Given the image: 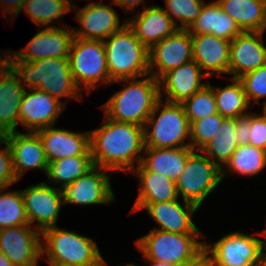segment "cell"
<instances>
[{
    "label": "cell",
    "mask_w": 266,
    "mask_h": 266,
    "mask_svg": "<svg viewBox=\"0 0 266 266\" xmlns=\"http://www.w3.org/2000/svg\"><path fill=\"white\" fill-rule=\"evenodd\" d=\"M89 131L95 166L128 174L141 163L145 147L144 127L118 122L104 114L102 125Z\"/></svg>",
    "instance_id": "obj_1"
},
{
    "label": "cell",
    "mask_w": 266,
    "mask_h": 266,
    "mask_svg": "<svg viewBox=\"0 0 266 266\" xmlns=\"http://www.w3.org/2000/svg\"><path fill=\"white\" fill-rule=\"evenodd\" d=\"M10 67L26 89L37 88L45 91L65 106L67 103L61 98L81 102L84 97L74 81L69 59L46 58L32 62L10 59Z\"/></svg>",
    "instance_id": "obj_2"
},
{
    "label": "cell",
    "mask_w": 266,
    "mask_h": 266,
    "mask_svg": "<svg viewBox=\"0 0 266 266\" xmlns=\"http://www.w3.org/2000/svg\"><path fill=\"white\" fill-rule=\"evenodd\" d=\"M117 83H123L124 87L112 94L100 109L112 120L144 127L160 99L159 80L147 74L116 80L111 84Z\"/></svg>",
    "instance_id": "obj_3"
},
{
    "label": "cell",
    "mask_w": 266,
    "mask_h": 266,
    "mask_svg": "<svg viewBox=\"0 0 266 266\" xmlns=\"http://www.w3.org/2000/svg\"><path fill=\"white\" fill-rule=\"evenodd\" d=\"M42 259L48 263L72 266H107L97 243L91 237L51 227L41 233Z\"/></svg>",
    "instance_id": "obj_4"
},
{
    "label": "cell",
    "mask_w": 266,
    "mask_h": 266,
    "mask_svg": "<svg viewBox=\"0 0 266 266\" xmlns=\"http://www.w3.org/2000/svg\"><path fill=\"white\" fill-rule=\"evenodd\" d=\"M191 124L181 103L159 99L144 126L145 147H191Z\"/></svg>",
    "instance_id": "obj_5"
},
{
    "label": "cell",
    "mask_w": 266,
    "mask_h": 266,
    "mask_svg": "<svg viewBox=\"0 0 266 266\" xmlns=\"http://www.w3.org/2000/svg\"><path fill=\"white\" fill-rule=\"evenodd\" d=\"M103 43L112 82L149 74V50L127 24L106 38Z\"/></svg>",
    "instance_id": "obj_6"
},
{
    "label": "cell",
    "mask_w": 266,
    "mask_h": 266,
    "mask_svg": "<svg viewBox=\"0 0 266 266\" xmlns=\"http://www.w3.org/2000/svg\"><path fill=\"white\" fill-rule=\"evenodd\" d=\"M205 234H179L151 229L135 240L136 248L144 260L161 261L182 266L204 249L201 238Z\"/></svg>",
    "instance_id": "obj_7"
},
{
    "label": "cell",
    "mask_w": 266,
    "mask_h": 266,
    "mask_svg": "<svg viewBox=\"0 0 266 266\" xmlns=\"http://www.w3.org/2000/svg\"><path fill=\"white\" fill-rule=\"evenodd\" d=\"M71 72L78 88L91 95L100 85H111L103 41L74 37L70 55Z\"/></svg>",
    "instance_id": "obj_8"
},
{
    "label": "cell",
    "mask_w": 266,
    "mask_h": 266,
    "mask_svg": "<svg viewBox=\"0 0 266 266\" xmlns=\"http://www.w3.org/2000/svg\"><path fill=\"white\" fill-rule=\"evenodd\" d=\"M266 227L254 235L241 231L229 232L214 243L204 241V249L214 266H258L266 250Z\"/></svg>",
    "instance_id": "obj_9"
},
{
    "label": "cell",
    "mask_w": 266,
    "mask_h": 266,
    "mask_svg": "<svg viewBox=\"0 0 266 266\" xmlns=\"http://www.w3.org/2000/svg\"><path fill=\"white\" fill-rule=\"evenodd\" d=\"M222 183L221 169L201 151H194L186 161L185 168L176 180L179 198L197 205Z\"/></svg>",
    "instance_id": "obj_10"
},
{
    "label": "cell",
    "mask_w": 266,
    "mask_h": 266,
    "mask_svg": "<svg viewBox=\"0 0 266 266\" xmlns=\"http://www.w3.org/2000/svg\"><path fill=\"white\" fill-rule=\"evenodd\" d=\"M29 225L41 233L57 226L64 204L62 189L40 182L21 190Z\"/></svg>",
    "instance_id": "obj_11"
},
{
    "label": "cell",
    "mask_w": 266,
    "mask_h": 266,
    "mask_svg": "<svg viewBox=\"0 0 266 266\" xmlns=\"http://www.w3.org/2000/svg\"><path fill=\"white\" fill-rule=\"evenodd\" d=\"M63 26L41 27L38 32L29 40L21 51L10 52V59L23 61H36L46 58L69 59L71 46L74 40L72 26L60 22Z\"/></svg>",
    "instance_id": "obj_12"
},
{
    "label": "cell",
    "mask_w": 266,
    "mask_h": 266,
    "mask_svg": "<svg viewBox=\"0 0 266 266\" xmlns=\"http://www.w3.org/2000/svg\"><path fill=\"white\" fill-rule=\"evenodd\" d=\"M110 5L100 1H91L84 7L77 5L72 9L75 12L74 20L80 27H73V34L77 38L104 41L110 35L118 32L125 26L126 18L120 23V17L117 11ZM79 8V9H78Z\"/></svg>",
    "instance_id": "obj_13"
},
{
    "label": "cell",
    "mask_w": 266,
    "mask_h": 266,
    "mask_svg": "<svg viewBox=\"0 0 266 266\" xmlns=\"http://www.w3.org/2000/svg\"><path fill=\"white\" fill-rule=\"evenodd\" d=\"M109 170L93 166L83 176L62 189L64 204L79 206L109 205L116 197L111 188Z\"/></svg>",
    "instance_id": "obj_14"
},
{
    "label": "cell",
    "mask_w": 266,
    "mask_h": 266,
    "mask_svg": "<svg viewBox=\"0 0 266 266\" xmlns=\"http://www.w3.org/2000/svg\"><path fill=\"white\" fill-rule=\"evenodd\" d=\"M193 60L190 32L177 29L149 49V74L159 80L169 70Z\"/></svg>",
    "instance_id": "obj_15"
},
{
    "label": "cell",
    "mask_w": 266,
    "mask_h": 266,
    "mask_svg": "<svg viewBox=\"0 0 266 266\" xmlns=\"http://www.w3.org/2000/svg\"><path fill=\"white\" fill-rule=\"evenodd\" d=\"M0 252L14 266H38L42 259L41 232L31 225L0 229Z\"/></svg>",
    "instance_id": "obj_16"
},
{
    "label": "cell",
    "mask_w": 266,
    "mask_h": 266,
    "mask_svg": "<svg viewBox=\"0 0 266 266\" xmlns=\"http://www.w3.org/2000/svg\"><path fill=\"white\" fill-rule=\"evenodd\" d=\"M65 108L62 102L45 91L26 89L19 107V125L32 132L54 126Z\"/></svg>",
    "instance_id": "obj_17"
},
{
    "label": "cell",
    "mask_w": 266,
    "mask_h": 266,
    "mask_svg": "<svg viewBox=\"0 0 266 266\" xmlns=\"http://www.w3.org/2000/svg\"><path fill=\"white\" fill-rule=\"evenodd\" d=\"M203 78L210 79L194 60L171 69L159 79L160 98L182 104L208 84Z\"/></svg>",
    "instance_id": "obj_18"
},
{
    "label": "cell",
    "mask_w": 266,
    "mask_h": 266,
    "mask_svg": "<svg viewBox=\"0 0 266 266\" xmlns=\"http://www.w3.org/2000/svg\"><path fill=\"white\" fill-rule=\"evenodd\" d=\"M182 202L177 199L148 204L144 209L158 224L153 229L179 234H204L192 220L200 208L191 202Z\"/></svg>",
    "instance_id": "obj_19"
},
{
    "label": "cell",
    "mask_w": 266,
    "mask_h": 266,
    "mask_svg": "<svg viewBox=\"0 0 266 266\" xmlns=\"http://www.w3.org/2000/svg\"><path fill=\"white\" fill-rule=\"evenodd\" d=\"M264 34L244 31L231 40L228 78H240L266 64Z\"/></svg>",
    "instance_id": "obj_20"
},
{
    "label": "cell",
    "mask_w": 266,
    "mask_h": 266,
    "mask_svg": "<svg viewBox=\"0 0 266 266\" xmlns=\"http://www.w3.org/2000/svg\"><path fill=\"white\" fill-rule=\"evenodd\" d=\"M12 152L13 170L19 181L32 169H39L46 175L48 160L37 132H12L3 136Z\"/></svg>",
    "instance_id": "obj_21"
},
{
    "label": "cell",
    "mask_w": 266,
    "mask_h": 266,
    "mask_svg": "<svg viewBox=\"0 0 266 266\" xmlns=\"http://www.w3.org/2000/svg\"><path fill=\"white\" fill-rule=\"evenodd\" d=\"M36 132L48 162L74 156H91L90 131L75 132L49 126Z\"/></svg>",
    "instance_id": "obj_22"
},
{
    "label": "cell",
    "mask_w": 266,
    "mask_h": 266,
    "mask_svg": "<svg viewBox=\"0 0 266 266\" xmlns=\"http://www.w3.org/2000/svg\"><path fill=\"white\" fill-rule=\"evenodd\" d=\"M193 47V60L209 77L229 76V56L231 41L212 34H190Z\"/></svg>",
    "instance_id": "obj_23"
},
{
    "label": "cell",
    "mask_w": 266,
    "mask_h": 266,
    "mask_svg": "<svg viewBox=\"0 0 266 266\" xmlns=\"http://www.w3.org/2000/svg\"><path fill=\"white\" fill-rule=\"evenodd\" d=\"M126 23L148 50L178 29L163 7L157 4L145 5L142 11L127 18Z\"/></svg>",
    "instance_id": "obj_24"
},
{
    "label": "cell",
    "mask_w": 266,
    "mask_h": 266,
    "mask_svg": "<svg viewBox=\"0 0 266 266\" xmlns=\"http://www.w3.org/2000/svg\"><path fill=\"white\" fill-rule=\"evenodd\" d=\"M130 174L139 179V191L131 212L144 210L150 203L179 199L176 182L169 177L149 171L141 163Z\"/></svg>",
    "instance_id": "obj_25"
},
{
    "label": "cell",
    "mask_w": 266,
    "mask_h": 266,
    "mask_svg": "<svg viewBox=\"0 0 266 266\" xmlns=\"http://www.w3.org/2000/svg\"><path fill=\"white\" fill-rule=\"evenodd\" d=\"M25 90L10 66L0 74V137L18 131L19 107Z\"/></svg>",
    "instance_id": "obj_26"
},
{
    "label": "cell",
    "mask_w": 266,
    "mask_h": 266,
    "mask_svg": "<svg viewBox=\"0 0 266 266\" xmlns=\"http://www.w3.org/2000/svg\"><path fill=\"white\" fill-rule=\"evenodd\" d=\"M187 30L190 34H212L228 41L243 32L215 0L210 3L205 1L200 15Z\"/></svg>",
    "instance_id": "obj_27"
},
{
    "label": "cell",
    "mask_w": 266,
    "mask_h": 266,
    "mask_svg": "<svg viewBox=\"0 0 266 266\" xmlns=\"http://www.w3.org/2000/svg\"><path fill=\"white\" fill-rule=\"evenodd\" d=\"M194 152L191 147H144L141 164L149 171L162 174L176 182L185 168L187 158Z\"/></svg>",
    "instance_id": "obj_28"
},
{
    "label": "cell",
    "mask_w": 266,
    "mask_h": 266,
    "mask_svg": "<svg viewBox=\"0 0 266 266\" xmlns=\"http://www.w3.org/2000/svg\"><path fill=\"white\" fill-rule=\"evenodd\" d=\"M221 9L244 31L262 32L266 0H216Z\"/></svg>",
    "instance_id": "obj_29"
},
{
    "label": "cell",
    "mask_w": 266,
    "mask_h": 266,
    "mask_svg": "<svg viewBox=\"0 0 266 266\" xmlns=\"http://www.w3.org/2000/svg\"><path fill=\"white\" fill-rule=\"evenodd\" d=\"M232 84L223 88L208 85L213 89L217 112L224 118H237L247 115L251 106L247 100L243 85L238 78H229Z\"/></svg>",
    "instance_id": "obj_30"
},
{
    "label": "cell",
    "mask_w": 266,
    "mask_h": 266,
    "mask_svg": "<svg viewBox=\"0 0 266 266\" xmlns=\"http://www.w3.org/2000/svg\"><path fill=\"white\" fill-rule=\"evenodd\" d=\"M266 168V151L246 144L238 146L230 160L221 169L222 181L230 174L245 177L257 175Z\"/></svg>",
    "instance_id": "obj_31"
},
{
    "label": "cell",
    "mask_w": 266,
    "mask_h": 266,
    "mask_svg": "<svg viewBox=\"0 0 266 266\" xmlns=\"http://www.w3.org/2000/svg\"><path fill=\"white\" fill-rule=\"evenodd\" d=\"M94 166L92 156H74L61 158L48 163L45 177L50 185L63 189ZM60 184L59 186H57Z\"/></svg>",
    "instance_id": "obj_32"
},
{
    "label": "cell",
    "mask_w": 266,
    "mask_h": 266,
    "mask_svg": "<svg viewBox=\"0 0 266 266\" xmlns=\"http://www.w3.org/2000/svg\"><path fill=\"white\" fill-rule=\"evenodd\" d=\"M236 118H224L220 132L200 151L220 169L230 160L238 148L235 135Z\"/></svg>",
    "instance_id": "obj_33"
},
{
    "label": "cell",
    "mask_w": 266,
    "mask_h": 266,
    "mask_svg": "<svg viewBox=\"0 0 266 266\" xmlns=\"http://www.w3.org/2000/svg\"><path fill=\"white\" fill-rule=\"evenodd\" d=\"M39 28L56 27L55 20L71 13L66 0H25L20 10Z\"/></svg>",
    "instance_id": "obj_34"
},
{
    "label": "cell",
    "mask_w": 266,
    "mask_h": 266,
    "mask_svg": "<svg viewBox=\"0 0 266 266\" xmlns=\"http://www.w3.org/2000/svg\"><path fill=\"white\" fill-rule=\"evenodd\" d=\"M7 189H0V229L29 225L21 190Z\"/></svg>",
    "instance_id": "obj_35"
},
{
    "label": "cell",
    "mask_w": 266,
    "mask_h": 266,
    "mask_svg": "<svg viewBox=\"0 0 266 266\" xmlns=\"http://www.w3.org/2000/svg\"><path fill=\"white\" fill-rule=\"evenodd\" d=\"M164 11L178 29H188L200 15L204 0H164Z\"/></svg>",
    "instance_id": "obj_36"
},
{
    "label": "cell",
    "mask_w": 266,
    "mask_h": 266,
    "mask_svg": "<svg viewBox=\"0 0 266 266\" xmlns=\"http://www.w3.org/2000/svg\"><path fill=\"white\" fill-rule=\"evenodd\" d=\"M190 124L206 116L217 114L213 89L207 84L182 103Z\"/></svg>",
    "instance_id": "obj_37"
},
{
    "label": "cell",
    "mask_w": 266,
    "mask_h": 266,
    "mask_svg": "<svg viewBox=\"0 0 266 266\" xmlns=\"http://www.w3.org/2000/svg\"><path fill=\"white\" fill-rule=\"evenodd\" d=\"M224 117L219 113L206 116L191 123L190 141L194 151H200L220 132Z\"/></svg>",
    "instance_id": "obj_38"
},
{
    "label": "cell",
    "mask_w": 266,
    "mask_h": 266,
    "mask_svg": "<svg viewBox=\"0 0 266 266\" xmlns=\"http://www.w3.org/2000/svg\"><path fill=\"white\" fill-rule=\"evenodd\" d=\"M238 79L243 85L244 92L251 107L253 103L260 104V100L266 98V64L242 75ZM262 102H266V99Z\"/></svg>",
    "instance_id": "obj_39"
},
{
    "label": "cell",
    "mask_w": 266,
    "mask_h": 266,
    "mask_svg": "<svg viewBox=\"0 0 266 266\" xmlns=\"http://www.w3.org/2000/svg\"><path fill=\"white\" fill-rule=\"evenodd\" d=\"M0 189L10 188L18 182L13 170L12 152L4 137H0Z\"/></svg>",
    "instance_id": "obj_40"
},
{
    "label": "cell",
    "mask_w": 266,
    "mask_h": 266,
    "mask_svg": "<svg viewBox=\"0 0 266 266\" xmlns=\"http://www.w3.org/2000/svg\"><path fill=\"white\" fill-rule=\"evenodd\" d=\"M249 145L266 151V120L260 113L250 111Z\"/></svg>",
    "instance_id": "obj_41"
},
{
    "label": "cell",
    "mask_w": 266,
    "mask_h": 266,
    "mask_svg": "<svg viewBox=\"0 0 266 266\" xmlns=\"http://www.w3.org/2000/svg\"><path fill=\"white\" fill-rule=\"evenodd\" d=\"M235 135L237 145L243 146L249 144L250 139V112L247 115L236 118Z\"/></svg>",
    "instance_id": "obj_42"
},
{
    "label": "cell",
    "mask_w": 266,
    "mask_h": 266,
    "mask_svg": "<svg viewBox=\"0 0 266 266\" xmlns=\"http://www.w3.org/2000/svg\"><path fill=\"white\" fill-rule=\"evenodd\" d=\"M25 0H0V9L2 8V12L5 15H9V17L13 18L18 17L20 14V10L22 9L23 3Z\"/></svg>",
    "instance_id": "obj_43"
},
{
    "label": "cell",
    "mask_w": 266,
    "mask_h": 266,
    "mask_svg": "<svg viewBox=\"0 0 266 266\" xmlns=\"http://www.w3.org/2000/svg\"><path fill=\"white\" fill-rule=\"evenodd\" d=\"M182 266H214L212 257L203 249L193 259L187 261Z\"/></svg>",
    "instance_id": "obj_44"
},
{
    "label": "cell",
    "mask_w": 266,
    "mask_h": 266,
    "mask_svg": "<svg viewBox=\"0 0 266 266\" xmlns=\"http://www.w3.org/2000/svg\"><path fill=\"white\" fill-rule=\"evenodd\" d=\"M110 2H112L115 6L122 8L124 13H130L142 4L144 6L146 0H111Z\"/></svg>",
    "instance_id": "obj_45"
},
{
    "label": "cell",
    "mask_w": 266,
    "mask_h": 266,
    "mask_svg": "<svg viewBox=\"0 0 266 266\" xmlns=\"http://www.w3.org/2000/svg\"><path fill=\"white\" fill-rule=\"evenodd\" d=\"M0 54V74H2L10 66V50H1Z\"/></svg>",
    "instance_id": "obj_46"
},
{
    "label": "cell",
    "mask_w": 266,
    "mask_h": 266,
    "mask_svg": "<svg viewBox=\"0 0 266 266\" xmlns=\"http://www.w3.org/2000/svg\"><path fill=\"white\" fill-rule=\"evenodd\" d=\"M0 266H14L13 263L0 252Z\"/></svg>",
    "instance_id": "obj_47"
},
{
    "label": "cell",
    "mask_w": 266,
    "mask_h": 266,
    "mask_svg": "<svg viewBox=\"0 0 266 266\" xmlns=\"http://www.w3.org/2000/svg\"><path fill=\"white\" fill-rule=\"evenodd\" d=\"M145 262H147L149 266H174L161 261L145 260Z\"/></svg>",
    "instance_id": "obj_48"
},
{
    "label": "cell",
    "mask_w": 266,
    "mask_h": 266,
    "mask_svg": "<svg viewBox=\"0 0 266 266\" xmlns=\"http://www.w3.org/2000/svg\"><path fill=\"white\" fill-rule=\"evenodd\" d=\"M261 105L262 111L260 112V114L266 120V102H261Z\"/></svg>",
    "instance_id": "obj_49"
},
{
    "label": "cell",
    "mask_w": 266,
    "mask_h": 266,
    "mask_svg": "<svg viewBox=\"0 0 266 266\" xmlns=\"http://www.w3.org/2000/svg\"><path fill=\"white\" fill-rule=\"evenodd\" d=\"M258 266H266V250L264 251L261 261Z\"/></svg>",
    "instance_id": "obj_50"
},
{
    "label": "cell",
    "mask_w": 266,
    "mask_h": 266,
    "mask_svg": "<svg viewBox=\"0 0 266 266\" xmlns=\"http://www.w3.org/2000/svg\"><path fill=\"white\" fill-rule=\"evenodd\" d=\"M82 1V0H81ZM87 1V0H86ZM89 1V0H88ZM91 1V0H90ZM66 2L68 3V5L73 9L74 7H76V3L73 0H66Z\"/></svg>",
    "instance_id": "obj_51"
},
{
    "label": "cell",
    "mask_w": 266,
    "mask_h": 266,
    "mask_svg": "<svg viewBox=\"0 0 266 266\" xmlns=\"http://www.w3.org/2000/svg\"><path fill=\"white\" fill-rule=\"evenodd\" d=\"M49 266H72V265H68V264H56V263H48Z\"/></svg>",
    "instance_id": "obj_52"
},
{
    "label": "cell",
    "mask_w": 266,
    "mask_h": 266,
    "mask_svg": "<svg viewBox=\"0 0 266 266\" xmlns=\"http://www.w3.org/2000/svg\"><path fill=\"white\" fill-rule=\"evenodd\" d=\"M262 32H266V5H265V23H264V27H263V31Z\"/></svg>",
    "instance_id": "obj_53"
},
{
    "label": "cell",
    "mask_w": 266,
    "mask_h": 266,
    "mask_svg": "<svg viewBox=\"0 0 266 266\" xmlns=\"http://www.w3.org/2000/svg\"><path fill=\"white\" fill-rule=\"evenodd\" d=\"M124 266H139V265H136L135 263H127L126 265Z\"/></svg>",
    "instance_id": "obj_54"
}]
</instances>
